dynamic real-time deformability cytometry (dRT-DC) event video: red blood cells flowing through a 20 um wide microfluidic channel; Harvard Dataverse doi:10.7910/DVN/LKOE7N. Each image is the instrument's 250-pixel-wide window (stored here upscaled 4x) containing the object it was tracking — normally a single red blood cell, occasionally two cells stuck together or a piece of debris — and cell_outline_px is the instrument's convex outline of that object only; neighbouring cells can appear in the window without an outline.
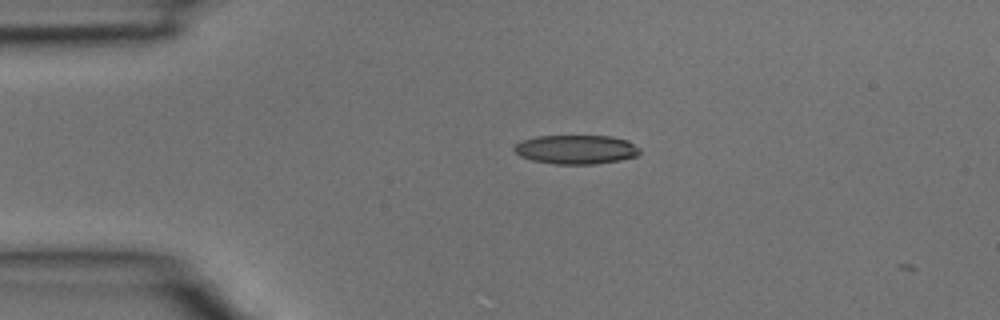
{"species": "common noctule bat (a hibernating species)", "species_latin": "Nyctalus noctula", "temperature_condition": "room temperature", "stored_images_in_passage": 3, "camera_frame_rate_fps": 3000, "um_per_image_px": 0.085, "animal": {"sex": "male", "body_mass_g": 15.6}, "frame": {"image": 1, "passage_image": 2, "time_ms": 0.333, "image_size_px": [1000, 320], "cell_outline_px": [[640, 152], [636, 156], [620, 160], [596, 164], [556, 164], [532, 160], [520, 156], [512, 148], [520, 140], [536, 136], [612, 136], [628, 140], [640, 148]], "centroid_in_image_um": [48.97, 12.7], "position_along_channel_um": 36.0, "area_um2": 21.39}}